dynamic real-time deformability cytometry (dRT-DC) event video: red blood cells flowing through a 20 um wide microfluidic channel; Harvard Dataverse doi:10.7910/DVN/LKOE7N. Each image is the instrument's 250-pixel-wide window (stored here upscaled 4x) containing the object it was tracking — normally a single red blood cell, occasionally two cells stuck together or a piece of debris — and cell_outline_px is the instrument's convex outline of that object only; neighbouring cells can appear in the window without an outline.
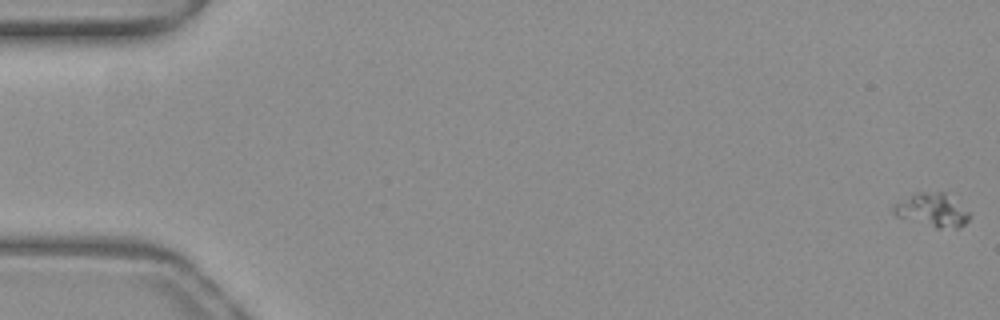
{"species": "common noctule bat (a hibernating species)", "species_latin": "Nyctalus noctula", "temperature_condition": "warm", "stored_images_in_passage": 53, "camera_frame_rate_fps": 3000, "um_per_image_px": 0.085, "animal": {"sex": "female", "body_mass_g": 19.3, "forearm_length_mm": 54.1}, "frame": {"image": 1, "passage_image": 1, "time_ms": 0.0, "image_size_px": [1000, 320], "cell_outline_px": [[972, 216], [960, 228], [936, 228], [896, 216], [892, 212], [892, 208], [896, 204], [912, 192], [944, 192], [968, 212]], "centroid_in_image_um": [79.22, 17.86], "position_along_channel_um": 5.8, "area_um2": 14.68}}
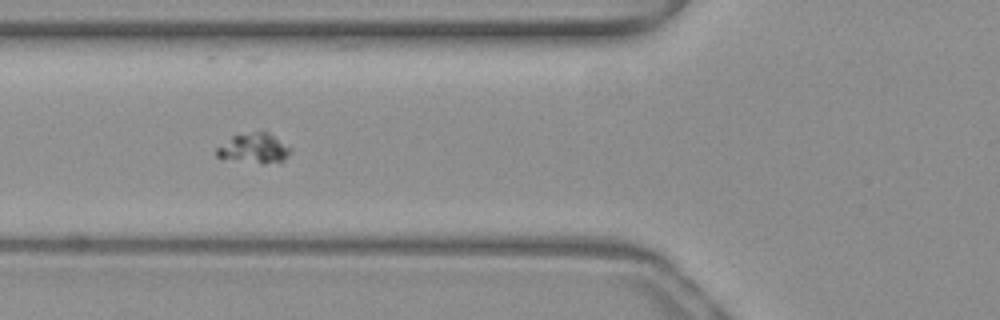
{"frame": {"image": 2, "passage_image": 21, "time_ms": 6.667, "image_size_px": [1000, 320], "cell_outline_px": [[292, 148], [288, 156], [280, 164], [260, 164], [220, 160], [216, 156], [216, 148], [232, 136], [256, 132], [268, 132]], "centroid_in_image_um": [21.58, 12.67], "position_along_channel_um": 104.2, "area_um2": 13.35}}
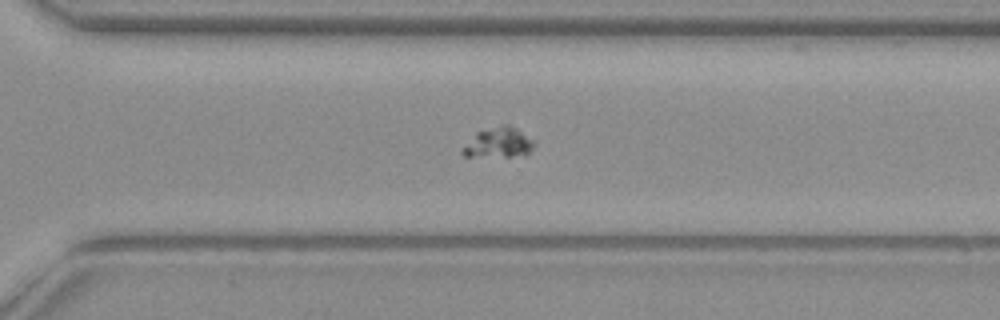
{"frame": {"image": 3, "passage_image": 38, "time_ms": 12.333, "image_size_px": [1000, 320], "cell_outline_px": [[536, 144], [528, 156], [464, 156], [460, 152], [460, 148], [476, 132], [500, 124], [508, 124], [516, 128], [536, 140]], "centroid_in_image_um": [42.41, 12.12], "position_along_channel_um": 328.2, "area_um2": 13.06}}